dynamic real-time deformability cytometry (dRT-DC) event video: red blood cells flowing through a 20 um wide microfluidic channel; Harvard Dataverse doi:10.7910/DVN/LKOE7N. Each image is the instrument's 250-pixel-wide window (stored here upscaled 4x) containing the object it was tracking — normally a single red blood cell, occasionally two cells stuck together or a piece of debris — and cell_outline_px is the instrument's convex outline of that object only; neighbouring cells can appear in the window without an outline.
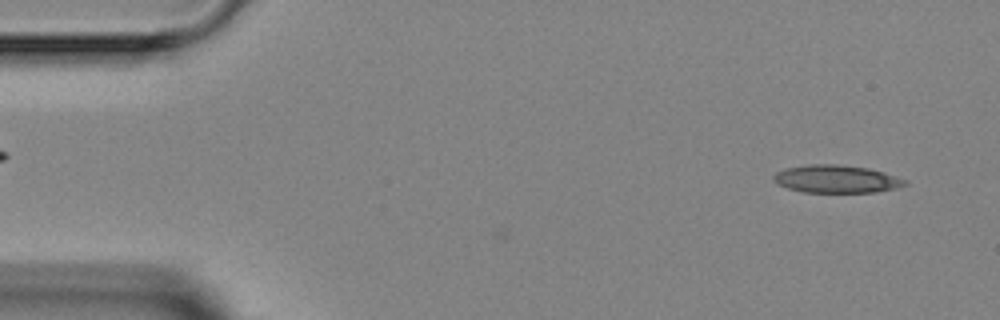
{"species": "Egyptian fruit bat (a non-hibernating species)", "species_latin": "Rousettus aegyptiacus", "temperature_condition": "room temperature", "stored_images_in_passage": 2, "camera_frame_rate_fps": 3000, "um_per_image_px": 0.085, "animal": {"sex": "female"}, "frame": {"image": 1, "passage_image": 2, "time_ms": 1.0, "image_size_px": [1000, 320], "cell_outline_px": [[908, 184], [896, 188], [872, 192], [804, 192], [788, 188], [776, 184], [772, 180], [772, 176], [776, 172], [788, 168], [808, 164], [836, 164], [868, 168], [884, 172], [908, 180]], "centroid_in_image_um": [71.08, 15.21], "position_along_channel_um": 13.9, "area_um2": 21.27}}